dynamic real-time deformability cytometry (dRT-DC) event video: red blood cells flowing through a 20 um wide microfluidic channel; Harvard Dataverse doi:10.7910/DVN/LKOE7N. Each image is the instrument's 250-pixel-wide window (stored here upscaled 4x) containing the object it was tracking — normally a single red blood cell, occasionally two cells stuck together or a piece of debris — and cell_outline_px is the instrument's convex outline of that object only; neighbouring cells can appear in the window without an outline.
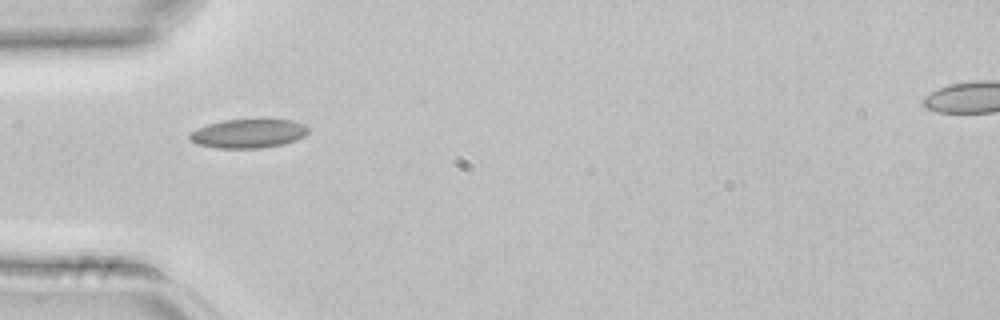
{"species": "common noctule bat (a hibernating species)", "species_latin": "Nyctalus noctula", "temperature_condition": "room temperature", "stored_images_in_passage": 1, "camera_frame_rate_fps": 3000, "um_per_image_px": 0.085, "animal": {"sex": "female", "body_mass_g": 22.7, "forearm_length_mm": 54.2}, "frame": {"image": 1, "passage_image": 1, "time_ms": 0.0, "image_size_px": [1000, 320], "cell_outline_px": [[308, 132], [304, 136], [296, 140], [284, 144], [260, 148], [216, 148], [196, 144], [188, 140], [188, 136], [196, 128], [208, 124], [224, 120], [260, 116], [264, 116], [292, 120], [304, 124], [308, 128]], "centroid_in_image_um": [21.13, 11.3], "position_along_channel_um": 63.9, "area_um2": 21.04}}